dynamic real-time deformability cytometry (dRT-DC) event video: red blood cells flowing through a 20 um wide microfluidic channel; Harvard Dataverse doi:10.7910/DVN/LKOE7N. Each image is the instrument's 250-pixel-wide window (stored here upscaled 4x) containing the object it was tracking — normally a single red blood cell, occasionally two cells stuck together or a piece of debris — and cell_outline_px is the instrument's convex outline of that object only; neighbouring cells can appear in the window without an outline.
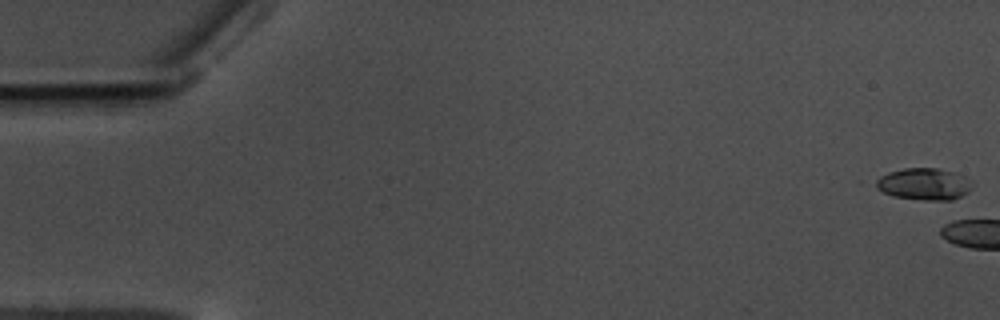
{"species": "common noctule bat (a hibernating species)", "species_latin": "Nyctalus noctula", "temperature_condition": "warm", "stored_images_in_passage": 5, "camera_frame_rate_fps": 3000, "um_per_image_px": 0.085, "animal": {"sex": "male", "body_mass_g": 17.5, "forearm_length_mm": 52.3}, "frame": {"image": 1, "passage_image": 1, "time_ms": 0.0, "image_size_px": [1000, 320], "cell_outline_px": [[972, 188], [968, 192], [952, 200], [920, 200], [892, 196], [876, 188], [872, 180], [888, 172], [904, 168], [936, 168], [952, 172], [964, 176], [972, 180]], "centroid_in_image_um": [78.51, 15.64], "position_along_channel_um": 6.5, "area_um2": 18.09}}